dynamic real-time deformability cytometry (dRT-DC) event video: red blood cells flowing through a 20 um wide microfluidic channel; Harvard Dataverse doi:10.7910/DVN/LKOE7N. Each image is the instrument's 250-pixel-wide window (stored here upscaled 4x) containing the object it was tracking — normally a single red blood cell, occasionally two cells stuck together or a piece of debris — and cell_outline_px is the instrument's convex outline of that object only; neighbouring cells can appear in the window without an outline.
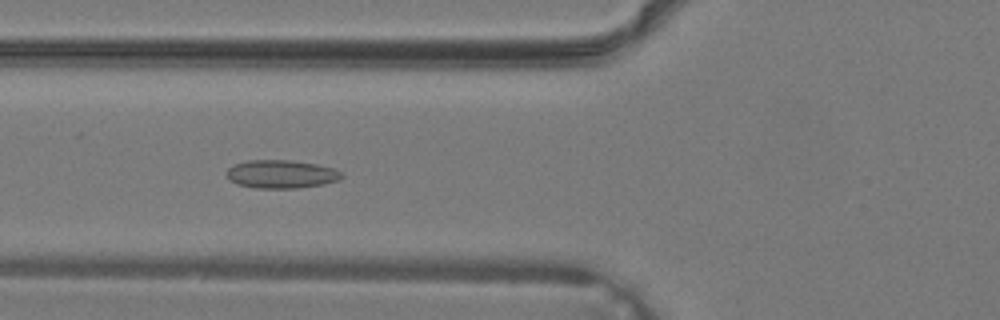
{"species": "common noctule bat (a hibernating species)", "species_latin": "Nyctalus noctula", "temperature_condition": "warm", "stored_images_in_passage": 39, "camera_frame_rate_fps": 3000, "um_per_image_px": 0.085, "animal": {"sex": "male", "body_mass_g": 19.2, "forearm_length_mm": 51.8}, "frame": {"image": 1, "passage_image": 15, "time_ms": 4.667, "image_size_px": [1000, 320], "cell_outline_px": [[344, 176], [340, 180], [324, 184], [296, 188], [256, 188], [236, 184], [224, 172], [232, 164], [248, 160], [292, 160], [316, 164], [336, 168]], "centroid_in_image_um": [23.91, 14.79], "position_along_channel_um": 101.9, "area_um2": 19.13}}
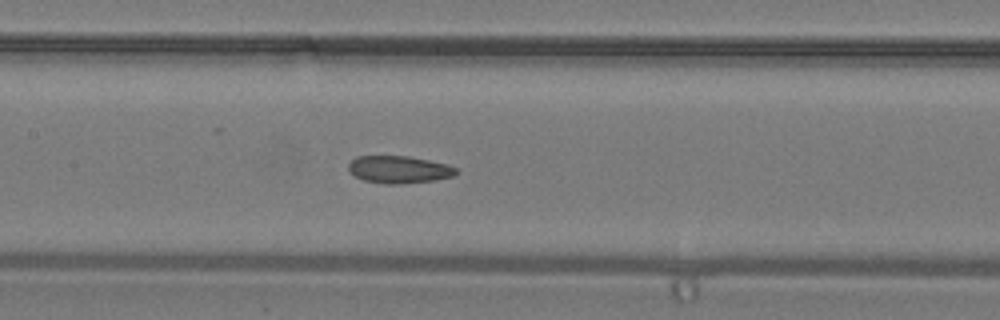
{"frame": {"image": 2, "passage_image": 19, "time_ms": 6.0, "image_size_px": [1000, 320], "cell_outline_px": [[460, 172], [452, 176], [436, 180], [400, 184], [384, 184], [364, 180], [348, 172], [348, 164], [356, 156], [408, 156], [448, 164], [456, 168]], "centroid_in_image_um": [33.91, 14.41], "position_along_channel_um": 173.5, "area_um2": 17.28}}
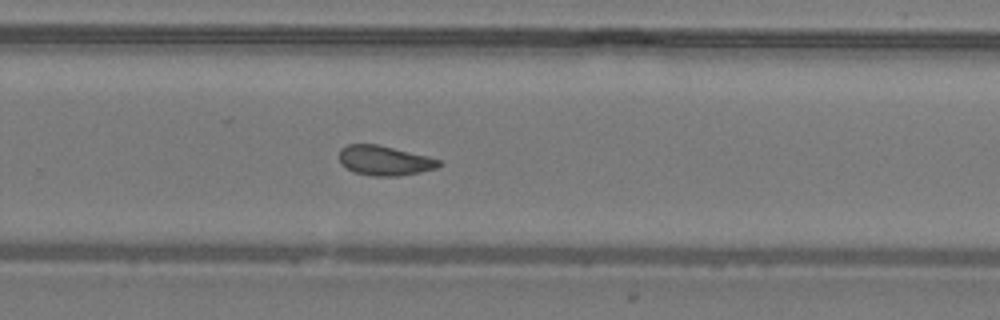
{"frame": {"image": 3, "passage_image": 26, "time_ms": 8.333, "image_size_px": [1000, 320], "cell_outline_px": [[440, 164], [436, 168], [420, 172], [400, 176], [372, 176], [352, 172], [340, 164], [340, 148], [348, 144], [376, 144], [428, 156], [440, 160]], "centroid_in_image_um": [32.65, 13.65], "position_along_channel_um": 297.2, "area_um2": 17.28}}